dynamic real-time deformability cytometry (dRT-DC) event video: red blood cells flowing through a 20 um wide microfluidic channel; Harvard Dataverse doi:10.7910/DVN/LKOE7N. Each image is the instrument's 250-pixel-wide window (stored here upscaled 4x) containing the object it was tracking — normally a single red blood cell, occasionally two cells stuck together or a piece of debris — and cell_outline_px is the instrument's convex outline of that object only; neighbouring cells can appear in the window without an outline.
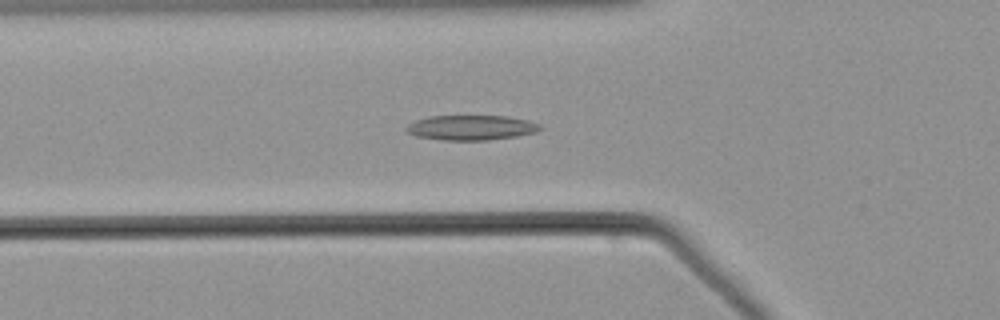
{"species": "common noctule bat (a hibernating species)", "species_latin": "Nyctalus noctula", "temperature_condition": "warm", "stored_images_in_passage": 56, "camera_frame_rate_fps": 3000, "um_per_image_px": 0.085, "animal": {"sex": "male", "body_mass_g": 21.5, "forearm_length_mm": 52.0}, "frame": {"image": 1, "passage_image": 20, "time_ms": 6.333, "image_size_px": [1000, 320], "cell_outline_px": [[544, 128], [536, 132], [516, 136], [488, 140], [444, 140], [416, 136], [408, 132], [404, 128], [408, 124], [416, 120], [428, 116], [508, 116], [528, 120], [540, 124]], "centroid_in_image_um": [40.07, 10.84], "position_along_channel_um": 85.7, "area_um2": 19.48}}
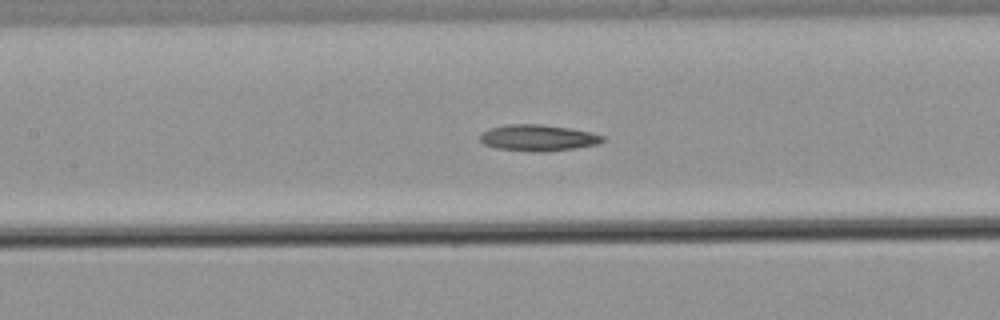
{"frame": {"image": 2, "passage_image": 26, "time_ms": 8.333, "image_size_px": [1000, 320], "cell_outline_px": [[604, 140], [596, 144], [548, 152], [540, 152], [496, 148], [484, 144], [480, 140], [480, 136], [488, 128], [508, 124], [540, 124], [568, 128], [592, 132], [604, 136]], "centroid_in_image_um": [45.72, 11.71], "position_along_channel_um": 161.7, "area_um2": 18.61}}
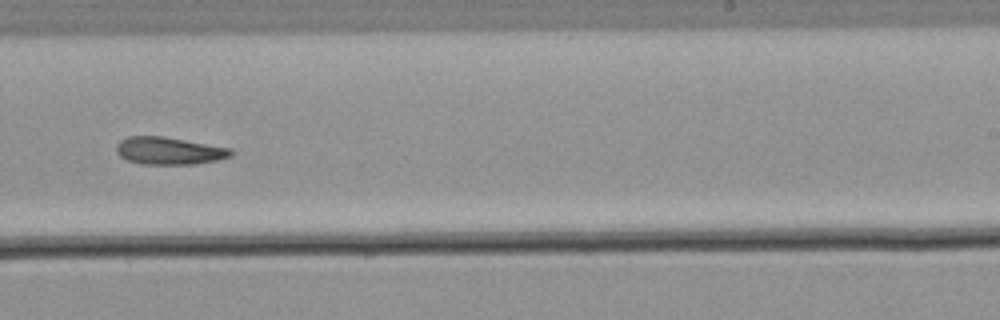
{"frame": {"image": 3, "passage_image": 35, "time_ms": 11.333, "image_size_px": [1000, 320], "cell_outline_px": [[236, 152], [232, 156], [220, 160], [196, 164], [144, 164], [128, 160], [120, 156], [116, 152], [116, 144], [120, 140], [128, 136], [164, 136], [232, 148]], "centroid_in_image_um": [14.43, 12.81], "position_along_channel_um": 274.6, "area_um2": 18.61}}